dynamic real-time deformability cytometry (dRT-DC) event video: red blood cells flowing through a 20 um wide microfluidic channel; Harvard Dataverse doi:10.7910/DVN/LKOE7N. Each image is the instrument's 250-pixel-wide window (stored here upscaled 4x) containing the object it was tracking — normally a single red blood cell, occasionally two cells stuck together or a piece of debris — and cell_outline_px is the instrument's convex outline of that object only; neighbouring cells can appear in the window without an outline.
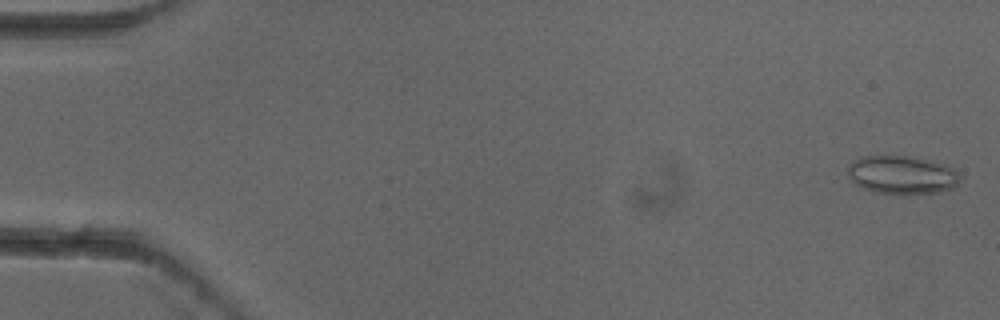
{"species": "common noctule bat (a hibernating species)", "species_latin": "Nyctalus noctula", "temperature_condition": "cold", "stored_images_in_passage": 5, "camera_frame_rate_fps": 3000, "um_per_image_px": 0.085, "animal": {"sex": "female"}, "frame": {"image": 1, "passage_image": 1, "time_ms": 0.0, "image_size_px": [1000, 320], "cell_outline_px": [[960, 176], [956, 188], [936, 192], [908, 196], [904, 196], [876, 192], [864, 188], [856, 184], [848, 176], [848, 164], [852, 160], [860, 156], [912, 156], [932, 160], [944, 164], [952, 168]], "centroid_in_image_um": [76.67, 14.88], "position_along_channel_um": 8.3, "area_um2": 25.66}}